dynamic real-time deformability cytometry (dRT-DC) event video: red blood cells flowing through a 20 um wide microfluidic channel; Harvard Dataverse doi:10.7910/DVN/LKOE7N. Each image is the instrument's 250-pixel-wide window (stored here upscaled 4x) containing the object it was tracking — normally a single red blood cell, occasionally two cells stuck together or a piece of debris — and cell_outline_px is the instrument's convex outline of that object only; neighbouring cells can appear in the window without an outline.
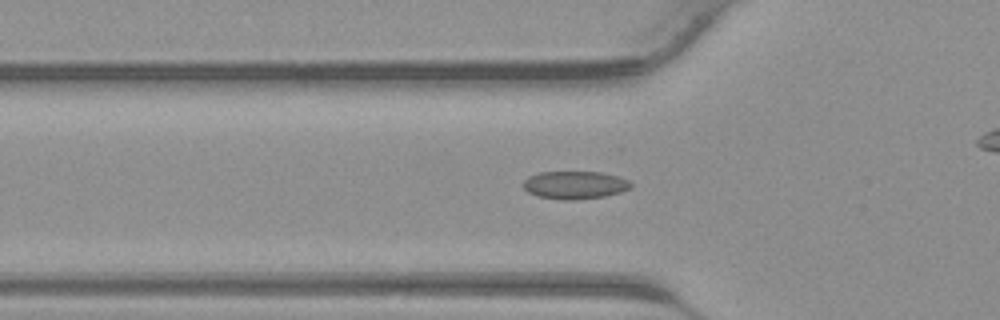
{"species": "common noctule bat (a hibernating species)", "species_latin": "Nyctalus noctula", "temperature_condition": "warm", "stored_images_in_passage": 34, "camera_frame_rate_fps": 3000, "um_per_image_px": 0.085, "animal": {"sex": "male", "body_mass_g": 23.1, "forearm_length_mm": 52.7}, "frame": {"image": 1, "passage_image": 14, "time_ms": 4.333, "image_size_px": [1000, 320], "cell_outline_px": [[632, 188], [620, 192], [604, 196], [576, 200], [560, 200], [540, 196], [528, 192], [524, 188], [524, 180], [528, 176], [536, 172], [600, 172], [620, 176], [628, 180], [632, 184]], "centroid_in_image_um": [48.88, 15.72], "position_along_channel_um": 76.9, "area_um2": 17.57}}
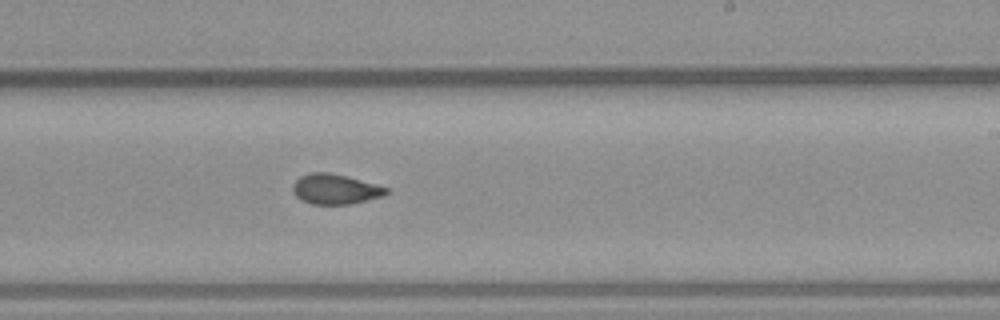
{"frame": {"image": 2, "passage_image": 25, "time_ms": 8.0, "image_size_px": [1000, 320], "cell_outline_px": [[388, 192], [384, 196], [352, 204], [312, 204], [296, 196], [292, 188], [292, 184], [300, 176], [312, 172], [328, 172], [348, 176], [388, 188]], "centroid_in_image_um": [28.5, 16.07], "position_along_channel_um": 260.5, "area_um2": 16.36}}
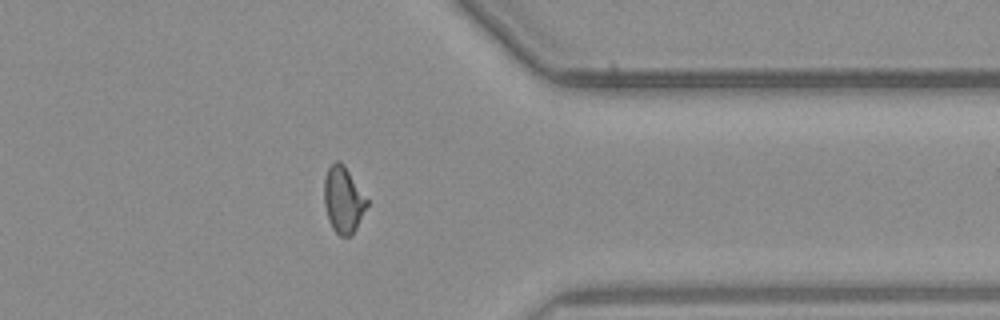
{"frame": {"image": 3, "passage_image": 33, "time_ms": 10.667, "image_size_px": [1000, 320], "cell_outline_px": [[368, 204], [352, 236], [340, 236], [332, 228], [328, 220], [324, 204], [324, 180], [328, 168], [336, 160], [340, 160], [344, 164], [368, 200]], "centroid_in_image_um": [29.17, 16.98], "position_along_channel_um": 382.2, "area_um2": 16.53}}